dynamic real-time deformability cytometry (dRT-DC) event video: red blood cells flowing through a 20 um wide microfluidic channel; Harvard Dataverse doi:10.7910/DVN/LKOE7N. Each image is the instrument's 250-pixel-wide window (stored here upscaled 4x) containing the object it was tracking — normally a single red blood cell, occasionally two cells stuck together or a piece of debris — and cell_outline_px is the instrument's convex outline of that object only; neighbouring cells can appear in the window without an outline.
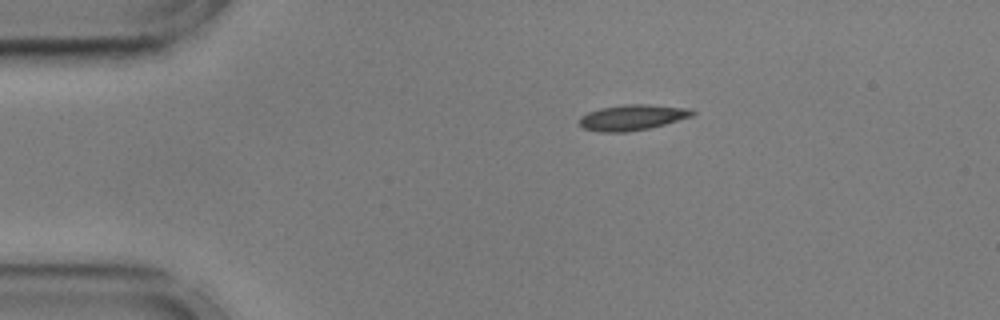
{"species": "common noctule bat (a hibernating species)", "species_latin": "Nyctalus noctula", "temperature_condition": "cold", "stored_images_in_passage": 46, "camera_frame_rate_fps": 3000, "um_per_image_px": 0.085, "animal": {"sex": "male", "body_mass_g": 17.9, "forearm_length_mm": 54.2}, "frame": {"image": 1, "passage_image": 1, "time_ms": 0.0, "image_size_px": [1000, 320], "cell_outline_px": [[696, 112], [692, 116], [664, 124], [648, 128], [628, 132], [600, 132], [584, 128], [580, 124], [580, 116], [588, 112], [600, 108], [624, 104], [648, 104], [692, 108]], "centroid_in_image_um": [53.76, 9.97], "position_along_channel_um": 31.2, "area_um2": 16.88}}
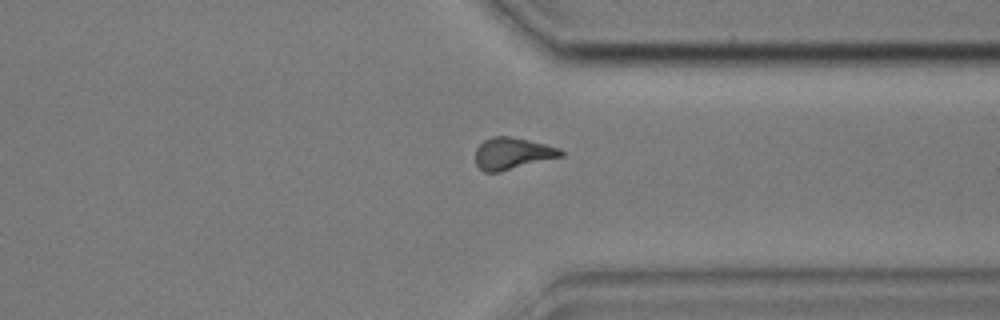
{"frame": {"image": 2, "passage_image": 33, "time_ms": 10.667, "image_size_px": [1000, 320], "cell_outline_px": [[564, 156], [500, 172], [484, 172], [476, 164], [476, 148], [484, 140], [492, 136], [508, 136], [528, 140], [560, 148], [564, 152]], "centroid_in_image_um": [43.56, 13.05], "position_along_channel_um": 367.8, "area_um2": 15.84}}
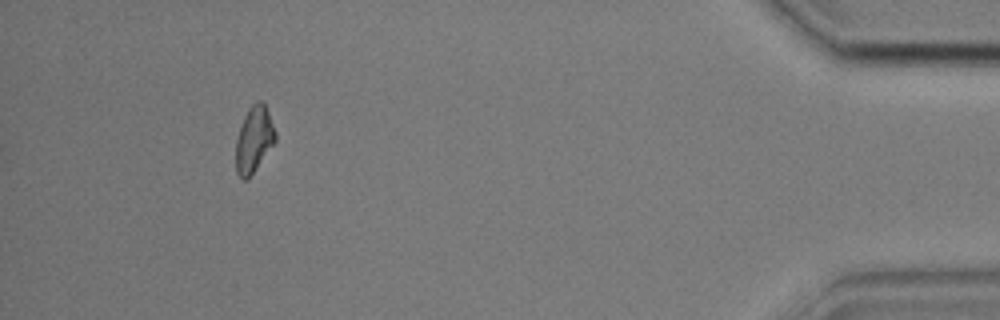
{"frame": {"image": 3, "passage_image": 42, "time_ms": 13.667, "image_size_px": [1000, 320], "cell_outline_px": [[276, 140], [248, 180], [244, 180], [236, 172], [236, 140], [244, 116], [248, 108], [256, 100], [260, 100], [264, 104], [268, 112], [276, 132]], "centroid_in_image_um": [21.58, 11.85], "position_along_channel_um": 413.6, "area_um2": 15.09}, "authors_computed_cell_mechanics": {"area_um2": 16.184, "velocity_mm_per_s": 3.589, "shape_relaxation_time_tau1_ms": 5.9558, "shape_relaxation_time_tau2_ms": 8.4191, "deformation_change_tau1": 0.1172, "deformation_change_tau2": 0.1488}}